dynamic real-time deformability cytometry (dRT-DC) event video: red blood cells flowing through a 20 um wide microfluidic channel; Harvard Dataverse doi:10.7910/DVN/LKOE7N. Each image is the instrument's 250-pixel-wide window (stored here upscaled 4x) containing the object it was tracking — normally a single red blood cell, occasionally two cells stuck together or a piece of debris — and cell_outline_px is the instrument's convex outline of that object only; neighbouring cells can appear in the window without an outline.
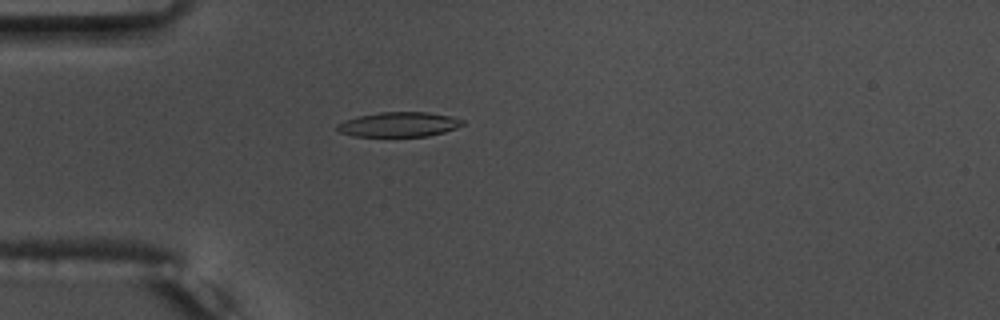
{"species": "common noctule bat (a hibernating species)", "species_latin": "Nyctalus noctula", "temperature_condition": "warm", "stored_images_in_passage": 55, "camera_frame_rate_fps": 3000, "um_per_image_px": 0.085, "animal": {"sex": "male", "body_mass_g": 17.5, "forearm_length_mm": 52.3}, "frame": {"image": 1, "passage_image": 16, "time_ms": 5.0, "image_size_px": [1000, 320], "cell_outline_px": [[464, 124], [456, 128], [444, 132], [428, 136], [352, 136], [340, 132], [336, 128], [336, 124], [344, 120], [360, 116], [380, 112], [428, 112], [448, 116], [464, 120]], "centroid_in_image_um": [33.89, 10.58], "position_along_channel_um": 51.1, "area_um2": 17.98}, "authors_computed_cell_mechanics": {"area_um2": 18.4382, "velocity_mm_per_s": 3.7478, "shape_relaxation_time_tau1_ms": 8.1493, "shape_relaxation_time_tau2_ms": 2.1847, "deformation_change_tau1": 0.2225, "deformation_change_tau2": 0.1003}}